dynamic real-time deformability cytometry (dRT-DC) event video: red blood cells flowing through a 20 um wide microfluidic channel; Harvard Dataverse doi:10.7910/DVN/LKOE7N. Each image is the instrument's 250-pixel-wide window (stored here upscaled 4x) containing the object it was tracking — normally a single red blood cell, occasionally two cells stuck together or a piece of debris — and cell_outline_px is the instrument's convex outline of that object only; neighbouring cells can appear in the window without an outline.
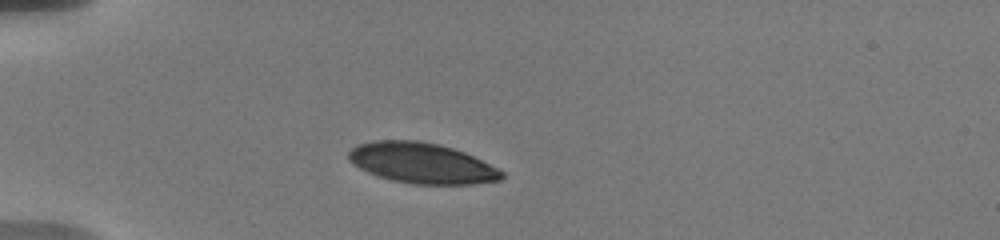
{"species": "human", "species_latin": "Homo sapiens", "temperature_condition": "warm", "stored_images_in_passage": 3, "camera_frame_rate_fps": 3000, "um_per_image_px": 0.085, "donor": {"sex": "male"}, "frame": {"image": 1, "passage_image": 1, "time_ms": 0.0, "image_size_px": [1000, 240], "cell_outline_px": [[504, 176], [500, 180], [472, 184], [412, 184], [392, 180], [368, 172], [352, 164], [348, 160], [348, 152], [356, 144], [372, 140], [420, 140], [440, 144], [464, 152], [504, 172]], "centroid_in_image_um": [35.8, 13.85], "position_along_channel_um": 49.2, "area_um2": 36.13}}
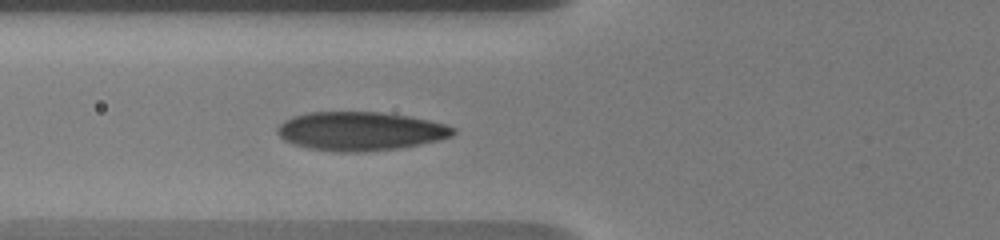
{"frame": {"image": 2, "passage_image": 3, "time_ms": 2.0, "image_size_px": [1000, 240], "cell_outline_px": [[456, 132], [452, 136], [440, 140], [420, 144], [396, 148], [364, 152], [340, 152], [308, 148], [292, 144], [284, 140], [276, 132], [276, 128], [284, 120], [292, 116], [308, 112], [380, 112], [408, 116], [448, 124], [456, 128]], "centroid_in_image_um": [30.62, 11.15], "position_along_channel_um": 95.2, "area_um2": 39.88}}